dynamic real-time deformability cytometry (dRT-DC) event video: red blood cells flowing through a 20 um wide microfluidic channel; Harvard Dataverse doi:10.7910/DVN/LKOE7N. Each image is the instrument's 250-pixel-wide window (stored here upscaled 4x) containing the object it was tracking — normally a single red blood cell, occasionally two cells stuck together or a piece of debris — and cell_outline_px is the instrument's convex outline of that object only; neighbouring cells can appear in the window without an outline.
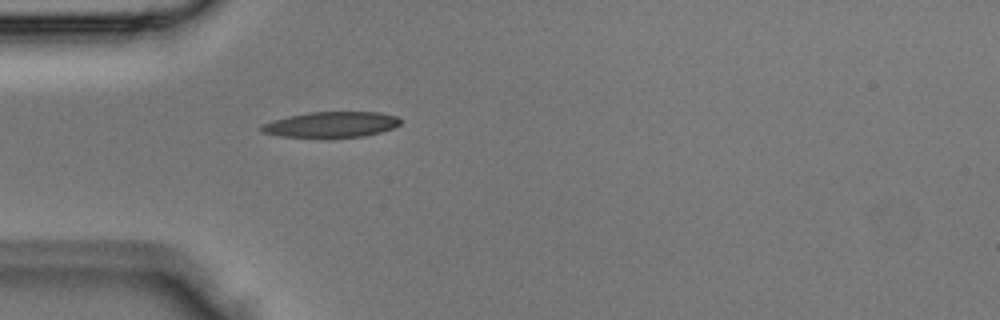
{"species": "Egyptian fruit bat (a non-hibernating species)", "species_latin": "Rousettus aegyptiacus", "temperature_condition": "room temperature", "stored_images_in_passage": 1, "camera_frame_rate_fps": 3000, "um_per_image_px": 0.085, "animal": {"sex": "male"}, "frame": {"image": 1, "passage_image": 1, "time_ms": 0.0, "image_size_px": [1000, 320], "cell_outline_px": [[400, 124], [392, 128], [380, 132], [364, 136], [332, 140], [280, 136], [260, 132], [260, 124], [272, 120], [288, 116], [308, 112], [380, 112], [396, 116], [400, 120]], "centroid_in_image_um": [28.09, 10.62], "position_along_channel_um": 56.9, "area_um2": 21.62}}